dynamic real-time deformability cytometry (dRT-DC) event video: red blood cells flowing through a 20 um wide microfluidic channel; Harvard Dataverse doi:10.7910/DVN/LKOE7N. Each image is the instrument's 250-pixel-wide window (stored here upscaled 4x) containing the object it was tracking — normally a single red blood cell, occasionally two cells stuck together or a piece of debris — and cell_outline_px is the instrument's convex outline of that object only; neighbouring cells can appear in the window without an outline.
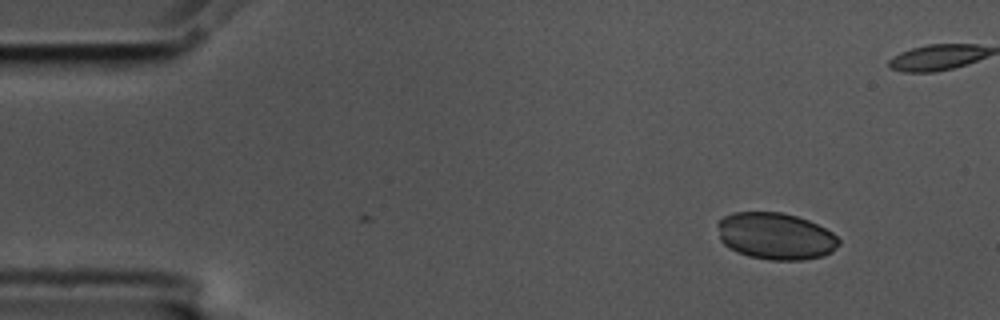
{"species": "common noctule bat (a hibernating species)", "species_latin": "Nyctalus noctula", "temperature_condition": "cold", "stored_images_in_passage": 10, "camera_frame_rate_fps": 3000, "um_per_image_px": 0.085, "animal": {"sex": "male", "body_mass_g": 17.5, "forearm_length_mm": 52.3}, "frame": {"image": 1, "passage_image": 10, "time_ms": 3.0, "image_size_px": [1000, 320], "cell_outline_px": [[840, 244], [832, 252], [824, 256], [804, 260], [768, 260], [748, 256], [736, 252], [728, 248], [720, 240], [716, 224], [724, 216], [732, 212], [780, 212], [796, 216], [808, 220], [832, 232], [840, 240]], "centroid_in_image_um": [65.91, 20.08], "position_along_channel_um": 19.1, "area_um2": 33.41}}